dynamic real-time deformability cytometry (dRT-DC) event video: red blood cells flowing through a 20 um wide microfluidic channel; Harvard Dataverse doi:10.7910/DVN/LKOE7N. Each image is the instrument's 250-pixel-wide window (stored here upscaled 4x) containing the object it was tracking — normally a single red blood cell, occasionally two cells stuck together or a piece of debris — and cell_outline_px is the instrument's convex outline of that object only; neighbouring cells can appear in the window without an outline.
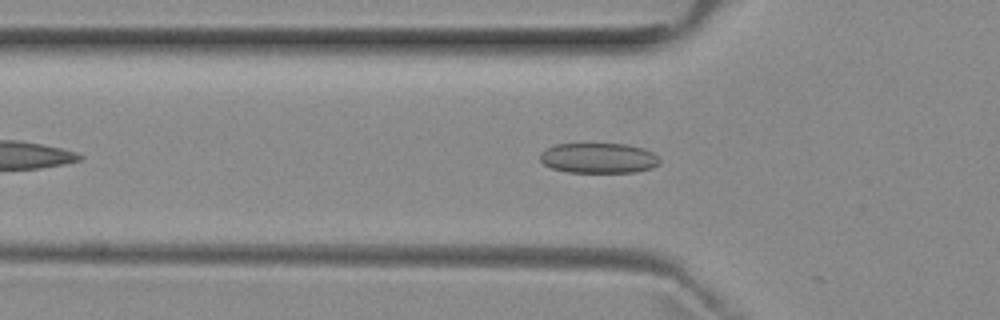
{"species": "common noctule bat (a hibernating species)", "species_latin": "Nyctalus noctula", "temperature_condition": "room temperature", "stored_images_in_passage": 18, "camera_frame_rate_fps": 3000, "um_per_image_px": 0.085, "animal": {"sex": "female", "body_mass_g": 29.2, "forearm_length_mm": 56.3}, "frame": {"image": 1, "passage_image": 9, "time_ms": 2.667, "image_size_px": [1000, 320], "cell_outline_px": [[660, 164], [652, 168], [636, 172], [568, 172], [552, 168], [544, 164], [540, 160], [540, 152], [544, 148], [556, 144], [628, 144], [644, 148], [652, 152], [660, 160]], "centroid_in_image_um": [50.87, 13.43], "position_along_channel_um": 74.9, "area_um2": 21.21}}
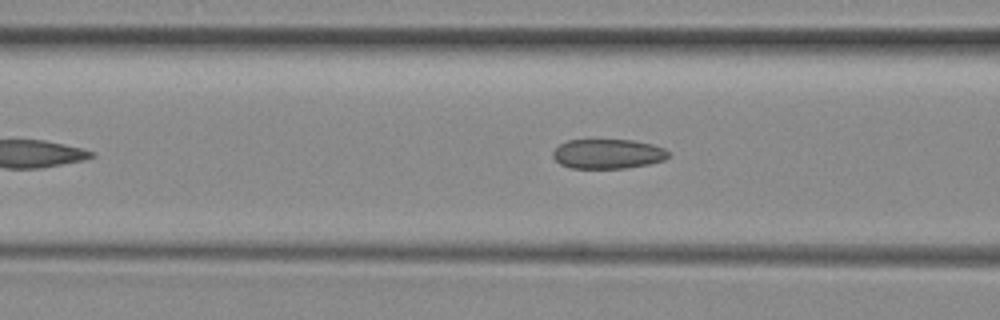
{"frame": {"image": 2, "passage_image": 12, "time_ms": 3.667, "image_size_px": [1000, 320], "cell_outline_px": [[668, 156], [664, 160], [648, 164], [624, 168], [568, 168], [560, 164], [552, 156], [552, 152], [560, 144], [568, 140], [632, 140], [652, 144], [664, 148], [668, 152]], "centroid_in_image_um": [51.64, 13.08], "position_along_channel_um": 115.0, "area_um2": 19.88}}
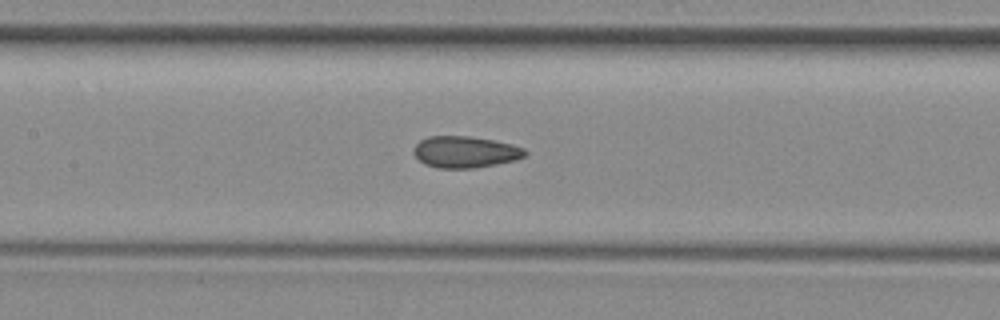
{"frame": {"image": 3, "passage_image": 16, "time_ms": 5.0, "image_size_px": [1000, 320], "cell_outline_px": [[528, 152], [524, 156], [516, 160], [476, 168], [436, 168], [424, 164], [412, 152], [416, 144], [420, 140], [428, 136], [468, 136], [492, 140], [512, 144], [524, 148]], "centroid_in_image_um": [39.53, 12.92], "position_along_channel_um": 167.9, "area_um2": 20.52}}